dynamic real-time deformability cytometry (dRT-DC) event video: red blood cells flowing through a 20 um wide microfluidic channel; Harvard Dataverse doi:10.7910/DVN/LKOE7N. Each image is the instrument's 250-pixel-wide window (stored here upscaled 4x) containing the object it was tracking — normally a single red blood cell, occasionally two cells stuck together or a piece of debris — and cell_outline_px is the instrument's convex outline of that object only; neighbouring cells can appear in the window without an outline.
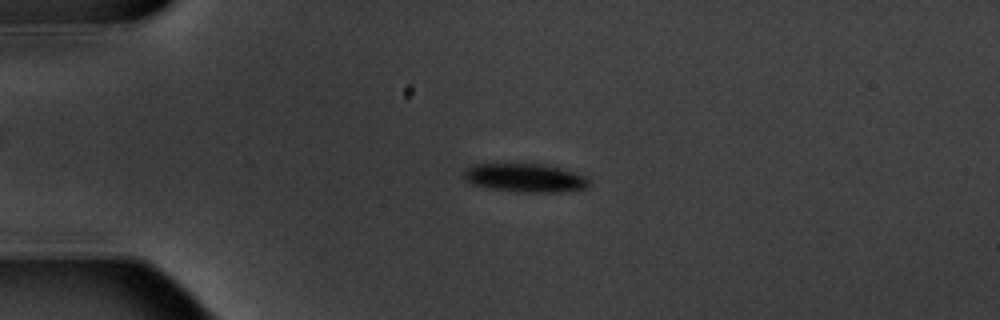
{"species": "common noctule bat (a hibernating species)", "species_latin": "Nyctalus noctula", "temperature_condition": "warm", "stored_images_in_passage": 4, "camera_frame_rate_fps": 3000, "um_per_image_px": 0.085, "animal": {"sex": "male", "body_mass_g": 20.1, "forearm_length_mm": 53.5}, "frame": {"image": 1, "passage_image": 3, "time_ms": 3.333, "image_size_px": [1000, 320], "cell_outline_px": [[588, 188], [560, 192], [516, 192], [492, 188], [472, 184], [464, 180], [464, 168], [476, 164], [544, 164], [564, 168], [588, 176]], "centroid_in_image_um": [44.67, 15.11], "position_along_channel_um": 40.3, "area_um2": 21.04}}